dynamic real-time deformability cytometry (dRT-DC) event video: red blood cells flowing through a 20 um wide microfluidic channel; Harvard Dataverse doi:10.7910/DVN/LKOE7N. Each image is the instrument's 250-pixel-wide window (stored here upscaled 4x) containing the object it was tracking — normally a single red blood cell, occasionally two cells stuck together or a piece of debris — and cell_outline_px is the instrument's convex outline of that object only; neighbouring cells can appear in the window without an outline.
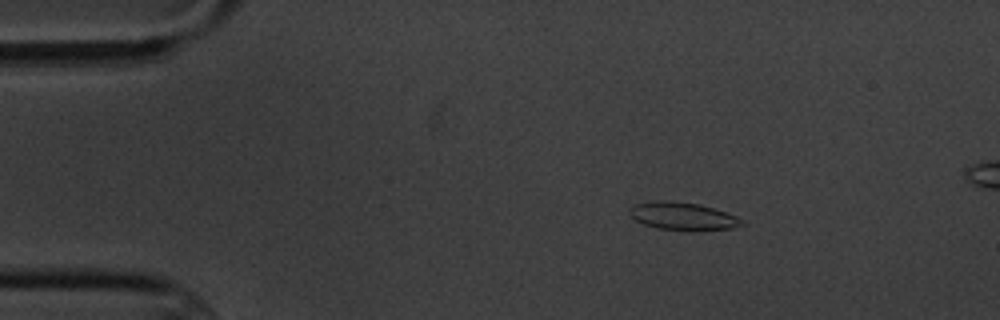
{"species": "common noctule bat (a hibernating species)", "species_latin": "Nyctalus noctula", "temperature_condition": "cold", "stored_images_in_passage": 5, "camera_frame_rate_fps": 3000, "um_per_image_px": 0.085, "animal": {"sex": "male", "body_mass_g": 20.1, "forearm_length_mm": 53.5}, "frame": {"image": 1, "passage_image": 2, "time_ms": 1.333, "image_size_px": [1000, 320], "cell_outline_px": [[748, 224], [732, 228], [696, 232], [692, 232], [656, 228], [644, 224], [636, 220], [628, 212], [636, 204], [656, 200], [664, 200], [700, 204], [736, 216], [744, 220]], "centroid_in_image_um": [58.1, 18.41], "position_along_channel_um": 26.9, "area_um2": 18.44}}